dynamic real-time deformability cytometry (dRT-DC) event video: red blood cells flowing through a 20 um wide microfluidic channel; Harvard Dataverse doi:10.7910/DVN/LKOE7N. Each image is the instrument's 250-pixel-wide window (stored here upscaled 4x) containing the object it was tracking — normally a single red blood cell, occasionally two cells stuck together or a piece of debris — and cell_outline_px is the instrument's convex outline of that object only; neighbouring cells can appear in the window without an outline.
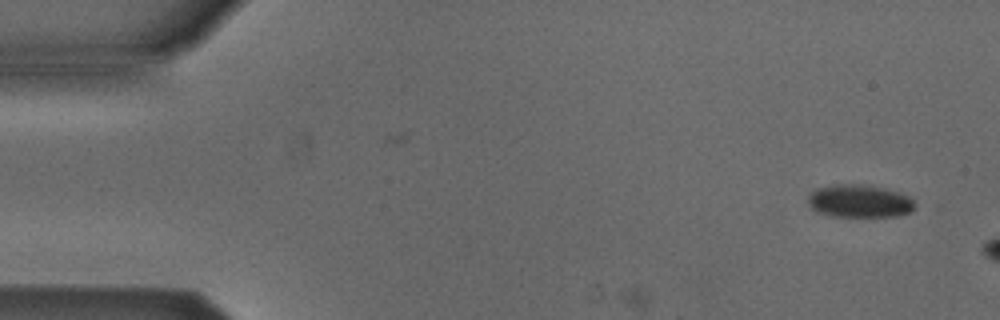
{"species": "Egyptian fruit bat (a non-hibernating species)", "species_latin": "Rousettus aegyptiacus", "temperature_condition": "cold", "stored_images_in_passage": 3, "camera_frame_rate_fps": 3000, "um_per_image_px": 0.085, "animal": {"sex": "male"}, "frame": {"image": 1, "passage_image": 1, "time_ms": 0.0, "image_size_px": [1000, 320], "cell_outline_px": [[916, 208], [912, 212], [896, 216], [832, 216], [820, 212], [812, 208], [808, 200], [808, 196], [816, 188], [832, 184], [872, 184], [908, 196], [916, 204]], "centroid_in_image_um": [73.08, 17.08], "position_along_channel_um": 11.9, "area_um2": 20.52}}